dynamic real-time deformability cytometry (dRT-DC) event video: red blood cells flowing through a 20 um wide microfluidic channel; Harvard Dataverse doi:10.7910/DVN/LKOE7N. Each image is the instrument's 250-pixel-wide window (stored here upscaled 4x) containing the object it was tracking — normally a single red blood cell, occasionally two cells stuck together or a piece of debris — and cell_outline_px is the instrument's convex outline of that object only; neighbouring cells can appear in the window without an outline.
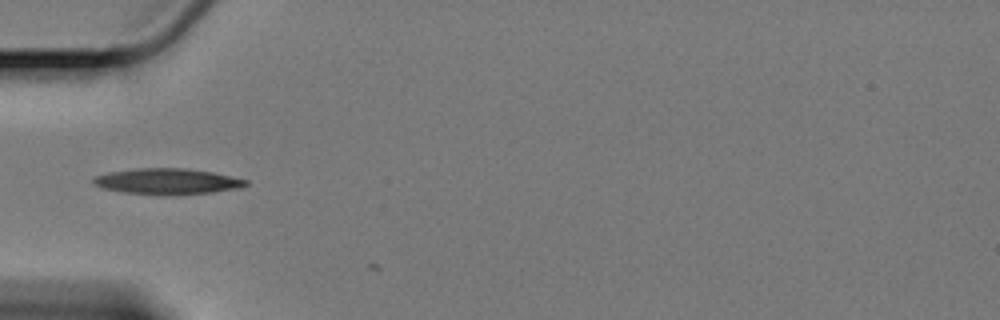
{"species": "Egyptian fruit bat (a non-hibernating species)", "species_latin": "Rousettus aegyptiacus", "temperature_condition": "cold", "stored_images_in_passage": 4, "camera_frame_rate_fps": 3000, "um_per_image_px": 0.085, "animal": {"sex": "female"}, "frame": {"image": 1, "passage_image": 3, "time_ms": 0.667, "image_size_px": [1000, 320], "cell_outline_px": [[248, 184], [240, 188], [212, 192], [164, 196], [124, 192], [104, 188], [92, 184], [92, 180], [96, 176], [108, 172], [136, 168], [184, 168], [212, 172], [248, 180]], "centroid_in_image_um": [14.21, 15.42], "position_along_channel_um": 70.8, "area_um2": 23.06}}